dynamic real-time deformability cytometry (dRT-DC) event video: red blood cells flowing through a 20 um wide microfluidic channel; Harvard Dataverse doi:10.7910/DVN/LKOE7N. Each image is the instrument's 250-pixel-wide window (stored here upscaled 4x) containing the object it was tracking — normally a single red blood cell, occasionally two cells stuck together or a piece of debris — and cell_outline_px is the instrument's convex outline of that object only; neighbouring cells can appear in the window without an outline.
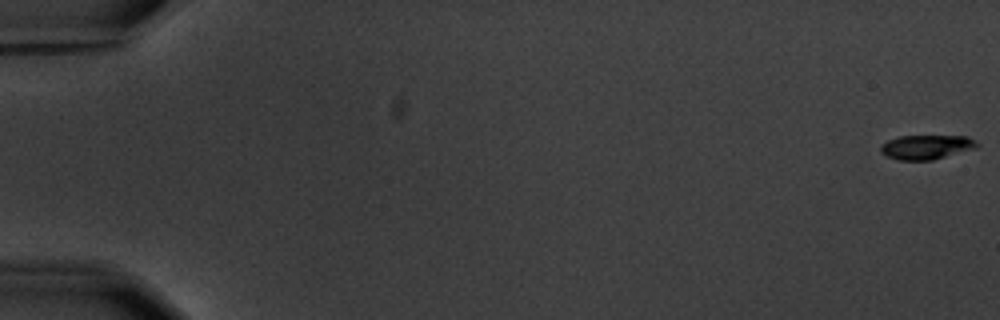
{"species": "common noctule bat (a hibernating species)", "species_latin": "Nyctalus noctula", "temperature_condition": "warm", "stored_images_in_passage": 6, "camera_frame_rate_fps": 3000, "um_per_image_px": 0.085, "animal": {"sex": "male", "body_mass_g": 20.1, "forearm_length_mm": 53.5}, "frame": {"image": 1, "passage_image": 1, "time_ms": 0.0, "image_size_px": [1000, 320], "cell_outline_px": [[980, 144], [976, 148], [932, 160], [900, 160], [888, 156], [880, 152], [880, 148], [888, 140], [900, 136], [968, 136]], "centroid_in_image_um": [78.77, 12.49], "position_along_channel_um": 6.2, "area_um2": 13.53}}
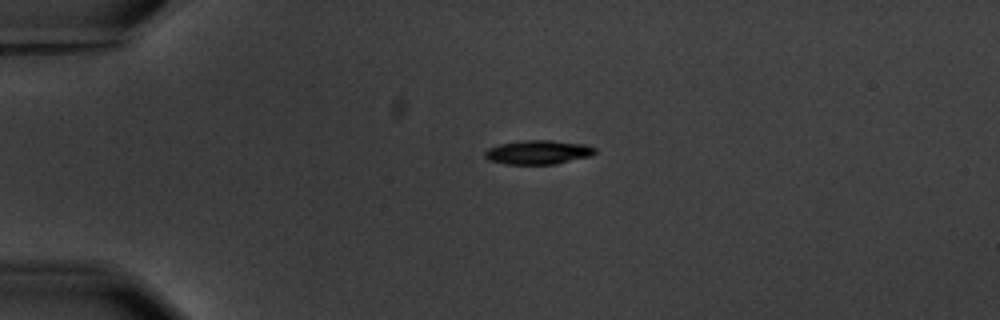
{"frame": {"image": 2, "passage_image": 5, "time_ms": 4.667, "image_size_px": [1000, 320], "cell_outline_px": [[596, 152], [592, 156], [556, 164], [504, 164], [488, 160], [484, 156], [484, 152], [488, 148], [500, 144], [524, 140], [552, 140], [584, 144], [596, 148]], "centroid_in_image_um": [45.75, 12.94], "position_along_channel_um": 39.3, "area_um2": 15.55}}